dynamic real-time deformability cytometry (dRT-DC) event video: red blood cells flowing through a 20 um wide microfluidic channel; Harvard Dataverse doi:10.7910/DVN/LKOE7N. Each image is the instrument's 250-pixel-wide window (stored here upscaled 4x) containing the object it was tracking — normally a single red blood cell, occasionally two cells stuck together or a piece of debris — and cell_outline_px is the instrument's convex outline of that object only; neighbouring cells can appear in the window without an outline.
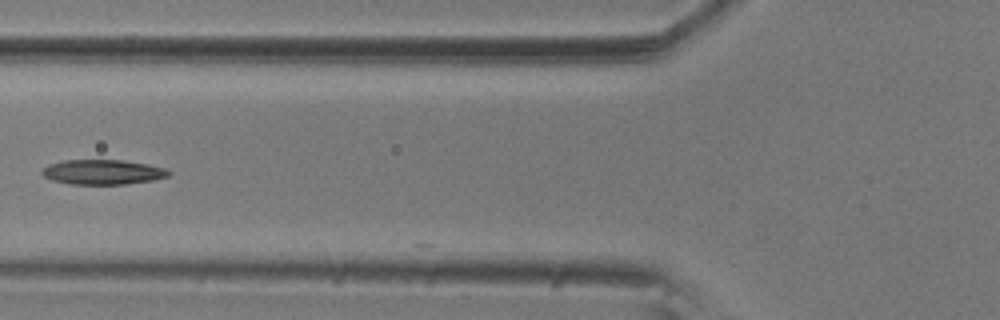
{"species": "common noctule bat (a hibernating species)", "species_latin": "Nyctalus noctula", "temperature_condition": "room temperature", "stored_images_in_passage": 6, "camera_frame_rate_fps": 3000, "um_per_image_px": 0.085, "animal": {"sex": "male", "body_mass_g": 20.5, "forearm_length_mm": 52.5}, "frame": {"image": 1, "passage_image": 6, "time_ms": 1.667, "image_size_px": [1000, 320], "cell_outline_px": [[172, 172], [168, 176], [152, 180], [124, 184], [68, 184], [52, 180], [44, 176], [40, 172], [48, 164], [64, 160], [124, 160], [148, 164], [164, 168]], "centroid_in_image_um": [8.72, 14.62], "position_along_channel_um": 117.1, "area_um2": 18.32}}